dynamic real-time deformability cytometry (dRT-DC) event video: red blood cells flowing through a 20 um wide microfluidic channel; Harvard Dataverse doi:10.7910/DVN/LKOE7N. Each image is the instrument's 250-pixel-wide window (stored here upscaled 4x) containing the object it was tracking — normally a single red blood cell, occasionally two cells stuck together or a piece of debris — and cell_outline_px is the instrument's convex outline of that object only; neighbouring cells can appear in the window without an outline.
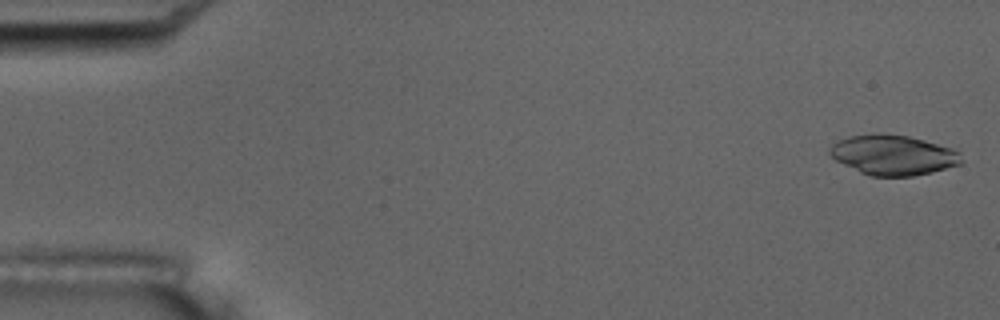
{"species": "common noctule bat (a hibernating species)", "species_latin": "Nyctalus noctula", "temperature_condition": "room temperature", "stored_images_in_passage": 5, "camera_frame_rate_fps": 3000, "um_per_image_px": 0.085, "animal": {"sex": "male", "body_mass_g": 17.5, "forearm_length_mm": 52.3}, "frame": {"image": 1, "passage_image": 1, "time_ms": 0.0, "image_size_px": [1000, 320], "cell_outline_px": [[964, 160], [960, 164], [932, 172], [912, 176], [872, 176], [860, 172], [836, 160], [828, 152], [832, 144], [836, 140], [848, 136], [872, 132], [908, 136], [924, 140], [952, 148], [960, 152]], "centroid_in_image_um": [75.91, 13.16], "position_along_channel_um": 9.1, "area_um2": 30.87}}